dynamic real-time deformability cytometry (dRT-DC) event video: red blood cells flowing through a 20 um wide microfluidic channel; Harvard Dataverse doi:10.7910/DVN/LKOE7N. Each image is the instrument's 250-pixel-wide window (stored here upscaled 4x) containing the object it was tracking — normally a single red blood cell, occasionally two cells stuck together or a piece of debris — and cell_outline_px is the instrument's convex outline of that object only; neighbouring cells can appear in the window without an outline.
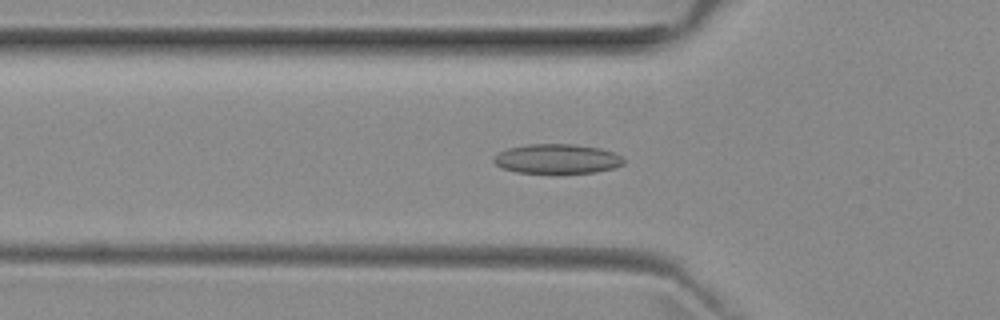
{"species": "common noctule bat (a hibernating species)", "species_latin": "Nyctalus noctula", "temperature_condition": "room temperature", "stored_images_in_passage": 49, "camera_frame_rate_fps": 3000, "um_per_image_px": 0.085, "animal": {"sex": "female", "body_mass_g": 29.2, "forearm_length_mm": 56.3}, "frame": {"image": 1, "passage_image": 17, "time_ms": 5.333, "image_size_px": [1000, 320], "cell_outline_px": [[624, 164], [612, 168], [596, 172], [516, 172], [504, 168], [496, 164], [492, 160], [492, 156], [508, 148], [528, 144], [572, 144], [600, 148], [612, 152], [620, 156], [624, 160]], "centroid_in_image_um": [47.33, 13.48], "position_along_channel_um": 78.5, "area_um2": 22.02}}
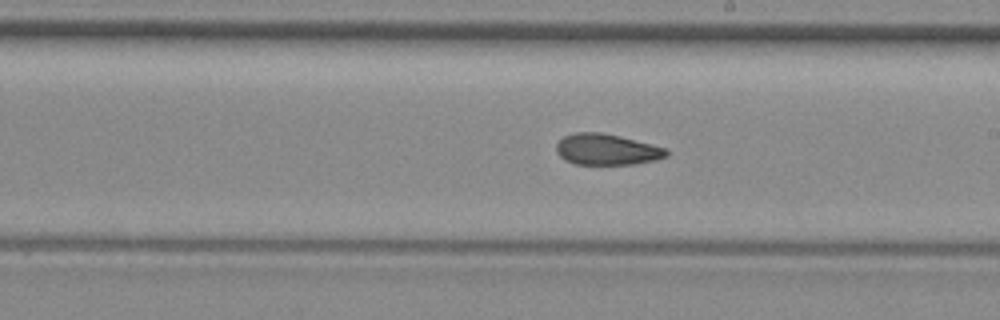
{"frame": {"image": 2, "passage_image": 29, "time_ms": 9.333, "image_size_px": [1000, 320], "cell_outline_px": [[668, 156], [656, 160], [636, 164], [576, 164], [564, 160], [556, 152], [556, 144], [564, 136], [576, 132], [600, 132], [620, 136], [668, 148]], "centroid_in_image_um": [51.59, 12.7], "position_along_channel_um": 237.4, "area_um2": 20.06}}
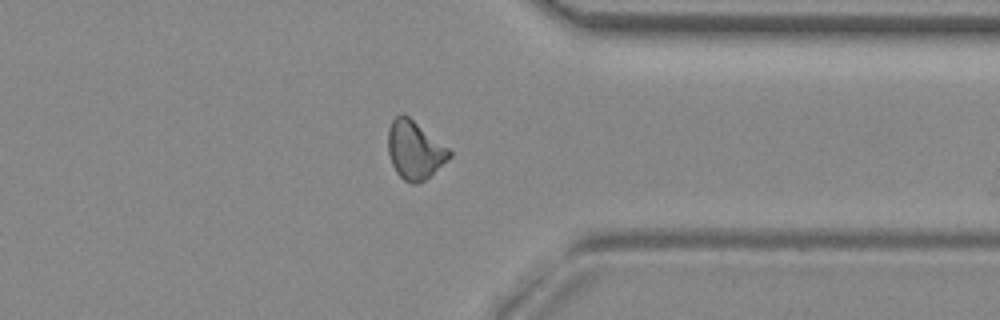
{"frame": {"image": 3, "passage_image": 40, "time_ms": 13.0, "image_size_px": [1000, 320], "cell_outline_px": [[452, 156], [420, 184], [412, 184], [404, 180], [396, 172], [392, 164], [388, 152], [388, 128], [392, 120], [400, 112], [404, 112], [448, 148], [452, 152]], "centroid_in_image_um": [35.23, 12.74], "position_along_channel_um": 376.2, "area_um2": 20.87}, "authors_computed_cell_mechanics": {"area_um2": 20.6924, "velocity_mm_per_s": 3.9613, "shape_relaxation_time_tau1_ms": null, "shape_relaxation_time_tau2_ms": 3.0423, "deformation_change_tau1": null, "deformation_change_tau2": 0.0841}}